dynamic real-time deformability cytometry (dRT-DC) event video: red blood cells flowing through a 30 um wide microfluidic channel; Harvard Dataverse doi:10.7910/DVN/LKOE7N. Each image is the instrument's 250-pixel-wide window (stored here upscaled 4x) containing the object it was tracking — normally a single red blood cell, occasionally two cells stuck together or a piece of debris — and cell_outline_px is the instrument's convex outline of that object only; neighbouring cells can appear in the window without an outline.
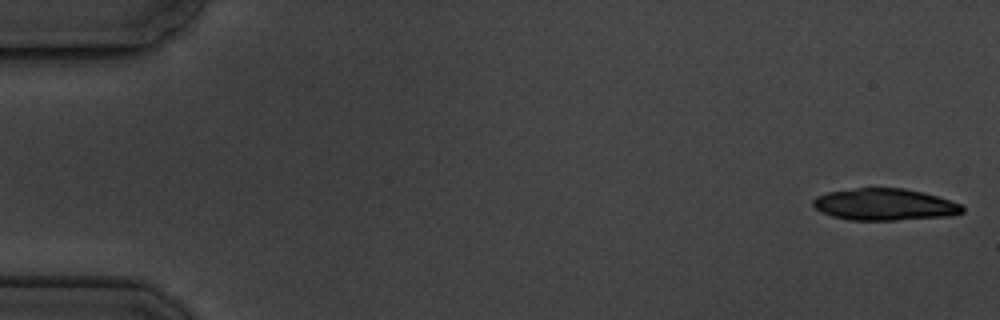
{"species": "common noctule bat (a hibernating species)", "species_latin": "Nyctalus noctula", "temperature_condition": "cold", "stored_images_in_passage": 5, "camera_frame_rate_fps": 3000, "um_per_image_px": 0.085, "animal": {"sex": "male", "body_mass_g": 19.5, "forearm_length_mm": 54.6}, "frame": {"image": 1, "passage_image": 1, "time_ms": 0.0, "image_size_px": [1000, 320], "cell_outline_px": [[964, 212], [948, 216], [896, 220], [848, 220], [832, 216], [816, 208], [812, 204], [812, 200], [816, 196], [828, 192], [856, 188], [904, 188], [936, 196], [960, 204], [964, 208]], "centroid_in_image_um": [75.16, 17.38], "position_along_channel_um": 9.8, "area_um2": 27.4}}